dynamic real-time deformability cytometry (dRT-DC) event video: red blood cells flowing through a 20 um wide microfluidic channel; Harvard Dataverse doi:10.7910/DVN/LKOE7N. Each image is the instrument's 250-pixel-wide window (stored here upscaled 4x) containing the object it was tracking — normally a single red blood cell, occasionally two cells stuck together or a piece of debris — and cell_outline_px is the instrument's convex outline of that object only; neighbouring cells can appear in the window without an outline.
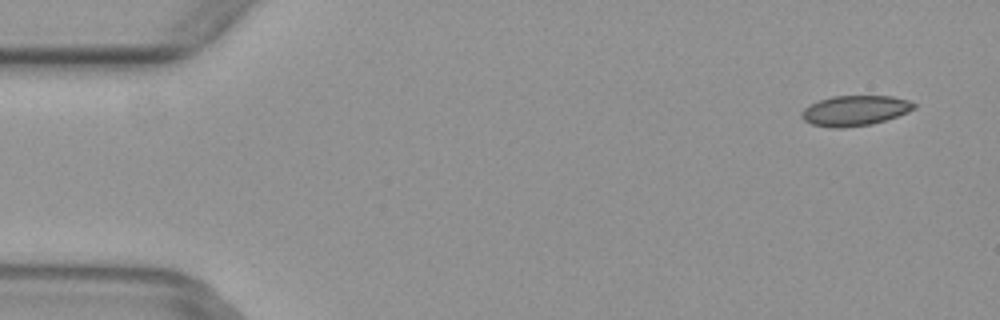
{"species": "common noctule bat (a hibernating species)", "species_latin": "Nyctalus noctula", "temperature_condition": "warm", "stored_images_in_passage": 3, "camera_frame_rate_fps": 3000, "um_per_image_px": 0.085, "animal": {"sex": "female", "body_mass_g": 29.2, "forearm_length_mm": 56.3}, "frame": {"image": 1, "passage_image": 1, "time_ms": 0.0, "image_size_px": [1000, 320], "cell_outline_px": [[916, 108], [908, 112], [872, 124], [840, 128], [832, 128], [812, 124], [804, 120], [800, 116], [800, 112], [804, 108], [820, 100], [832, 96], [892, 96], [908, 100], [916, 104]], "centroid_in_image_um": [72.66, 9.4], "position_along_channel_um": 12.3, "area_um2": 19.71}}